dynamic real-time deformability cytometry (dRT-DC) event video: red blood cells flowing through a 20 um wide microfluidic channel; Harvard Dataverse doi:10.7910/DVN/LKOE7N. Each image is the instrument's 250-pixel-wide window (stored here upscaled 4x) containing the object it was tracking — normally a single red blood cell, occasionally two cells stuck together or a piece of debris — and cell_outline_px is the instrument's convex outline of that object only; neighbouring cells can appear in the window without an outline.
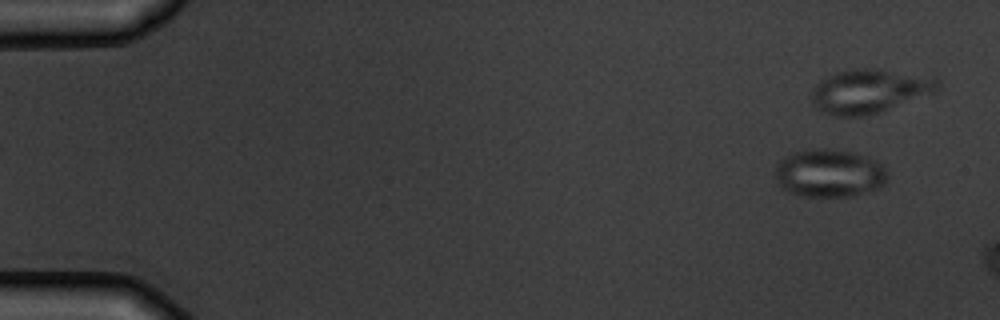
{"species": "common noctule bat (a hibernating species)", "species_latin": "Nyctalus noctula", "temperature_condition": "warm", "stored_images_in_passage": 3, "camera_frame_rate_fps": 3000, "um_per_image_px": 0.085, "animal": {"sex": "male", "body_mass_g": 19.5, "forearm_length_mm": 54.6}, "frame": {"image": 1, "passage_image": 1, "time_ms": 0.0, "image_size_px": [1000, 320], "cell_outline_px": [[888, 176], [884, 184], [880, 188], [852, 196], [800, 196], [788, 192], [780, 188], [776, 180], [776, 164], [784, 156], [792, 152], [820, 148], [828, 148], [852, 152], [868, 156], [876, 160], [884, 168]], "centroid_in_image_um": [70.47, 14.72], "position_along_channel_um": 14.5, "area_um2": 31.73}}